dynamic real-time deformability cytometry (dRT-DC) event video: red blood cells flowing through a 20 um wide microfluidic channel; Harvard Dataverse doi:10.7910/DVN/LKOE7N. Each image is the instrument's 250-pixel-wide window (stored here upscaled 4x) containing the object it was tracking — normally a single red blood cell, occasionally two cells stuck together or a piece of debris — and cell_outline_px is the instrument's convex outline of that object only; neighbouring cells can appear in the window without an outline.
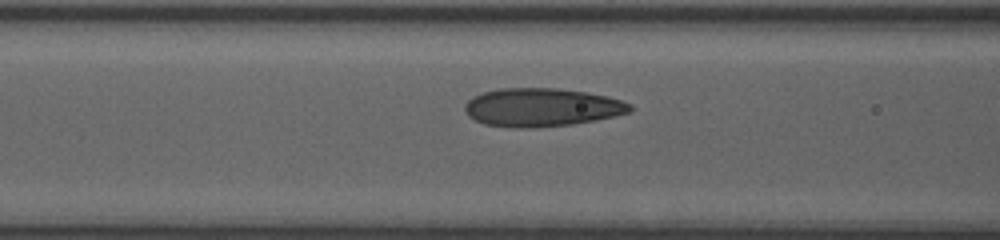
{"species": "human", "species_latin": "Homo sapiens", "temperature_condition": "room temperature", "stored_images_in_passage": 14, "camera_frame_rate_fps": 3000, "um_per_image_px": 0.085, "donor": {"sex": "female"}, "frame": {"image": 1, "passage_image": 12, "time_ms": 3.667, "image_size_px": [1000, 240], "cell_outline_px": [[632, 112], [596, 120], [572, 124], [520, 128], [484, 124], [468, 116], [464, 108], [464, 104], [472, 96], [484, 92], [500, 88], [556, 88], [584, 92], [608, 96], [624, 100], [632, 104]], "centroid_in_image_um": [46.07, 9.11], "position_along_channel_um": 120.5, "area_um2": 36.88}}